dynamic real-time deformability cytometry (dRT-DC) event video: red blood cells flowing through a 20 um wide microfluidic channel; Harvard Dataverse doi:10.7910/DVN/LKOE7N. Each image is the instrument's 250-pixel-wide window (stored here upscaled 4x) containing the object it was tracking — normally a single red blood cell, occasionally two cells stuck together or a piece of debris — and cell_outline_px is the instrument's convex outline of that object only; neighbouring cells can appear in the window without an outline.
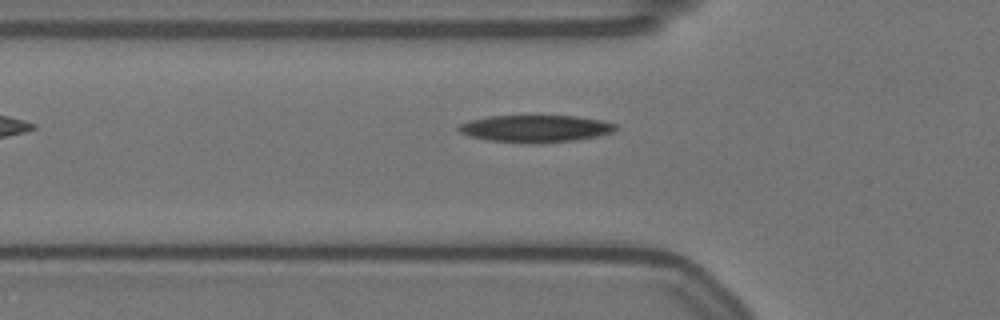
{"species": "Egyptian fruit bat (a non-hibernating species)", "species_latin": "Rousettus aegyptiacus", "temperature_condition": "warm", "stored_images_in_passage": 37, "camera_frame_rate_fps": 3000, "um_per_image_px": 0.085, "animal": {"sex": "female"}, "frame": {"image": 1, "passage_image": 3, "time_ms": 0.667, "image_size_px": [1000, 320], "cell_outline_px": [[616, 128], [612, 132], [596, 136], [576, 140], [540, 144], [528, 144], [492, 140], [472, 136], [460, 132], [456, 128], [460, 124], [472, 120], [488, 116], [576, 116], [600, 120], [616, 124]], "centroid_in_image_um": [45.53, 10.94], "position_along_channel_um": 80.3, "area_um2": 24.68}}
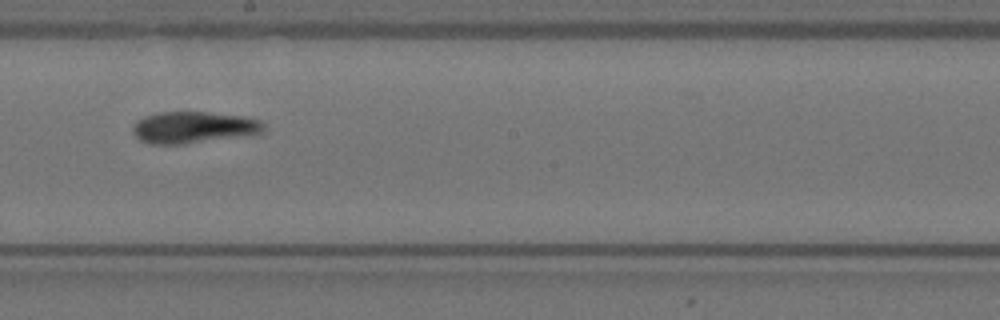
{"frame": {"image": 2, "passage_image": 16, "time_ms": 5.0, "image_size_px": [1000, 320], "cell_outline_px": [[264, 132], [252, 136], [184, 144], [148, 144], [140, 140], [132, 132], [132, 128], [136, 120], [144, 116], [156, 112], [208, 112], [244, 116], [260, 120], [264, 124]], "centroid_in_image_um": [16.48, 10.84], "position_along_channel_um": 231.7, "area_um2": 24.74}}
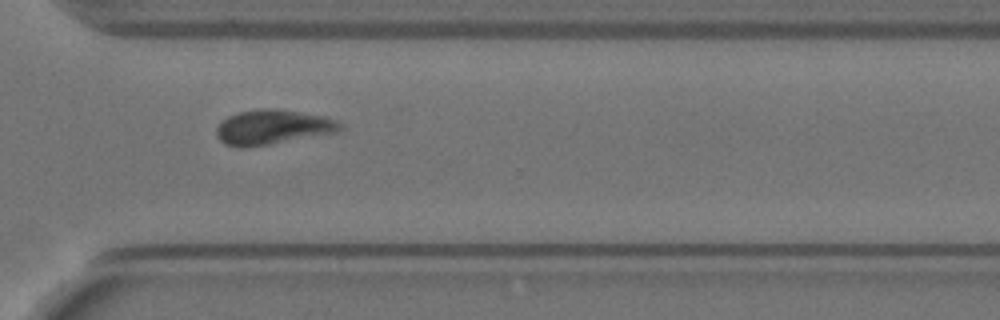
{"frame": {"image": 3, "passage_image": 26, "time_ms": 8.333, "image_size_px": [1000, 320], "cell_outline_px": [[344, 128], [336, 132], [268, 144], [244, 148], [240, 148], [224, 144], [216, 136], [216, 128], [228, 116], [236, 112], [264, 108], [276, 108], [324, 116], [336, 120], [344, 124]], "centroid_in_image_um": [23.17, 10.8], "position_along_channel_um": 347.4, "area_um2": 24.97}, "authors_computed_cell_mechanics": {"area_um2": 24.565, "velocity_mm_per_s": 3.4823, "shape_relaxation_time_tau1_ms": 9.1392, "shape_relaxation_time_tau2_ms": 3.3798, "deformation_change_tau1": 0.1977, "deformation_change_tau2": 0.0912}}